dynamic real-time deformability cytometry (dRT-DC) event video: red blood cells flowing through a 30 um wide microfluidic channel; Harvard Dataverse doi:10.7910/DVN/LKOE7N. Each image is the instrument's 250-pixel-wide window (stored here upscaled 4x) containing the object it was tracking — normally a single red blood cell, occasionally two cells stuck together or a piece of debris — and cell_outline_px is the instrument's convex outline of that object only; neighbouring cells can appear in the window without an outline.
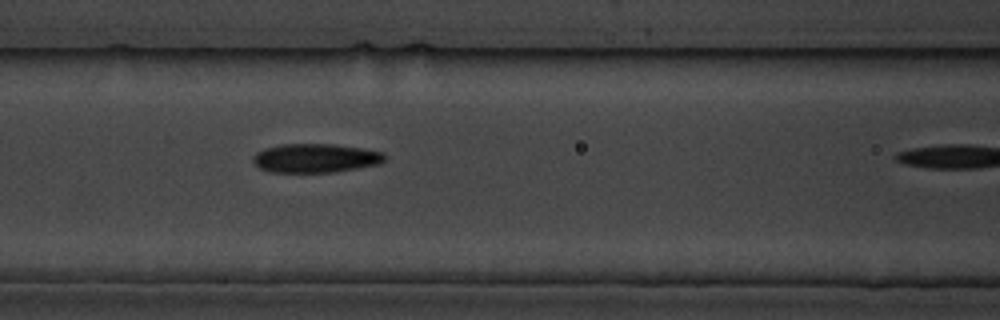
{"species": "common noctule bat (a hibernating species)", "species_latin": "Nyctalus noctula", "temperature_condition": "cold", "stored_images_in_passage": 5, "camera_frame_rate_fps": 3000, "um_per_image_px": 0.085, "animal": {"sex": "male", "body_mass_g": 19.5, "forearm_length_mm": 54.6}, "frame": {"image": 1, "passage_image": 4, "time_ms": 3.333, "image_size_px": [1000, 320], "cell_outline_px": [[388, 160], [380, 164], [336, 172], [268, 172], [260, 168], [252, 160], [252, 156], [256, 152], [264, 148], [284, 144], [332, 144], [364, 148], [384, 152], [388, 156]], "centroid_in_image_um": [26.87, 13.44], "position_along_channel_um": 139.7, "area_um2": 22.54}}